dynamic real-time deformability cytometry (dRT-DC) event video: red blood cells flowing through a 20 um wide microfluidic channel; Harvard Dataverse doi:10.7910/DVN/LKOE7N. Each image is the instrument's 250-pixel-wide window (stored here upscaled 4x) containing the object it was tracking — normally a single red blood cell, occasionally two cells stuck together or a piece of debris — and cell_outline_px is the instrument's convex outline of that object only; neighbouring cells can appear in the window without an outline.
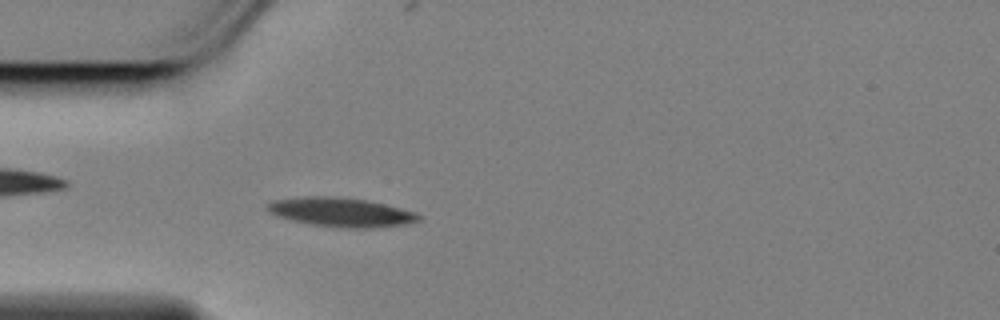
{"species": "Egyptian fruit bat (a non-hibernating species)", "species_latin": "Rousettus aegyptiacus", "temperature_condition": "cold", "stored_images_in_passage": 56, "camera_frame_rate_fps": 3000, "um_per_image_px": 0.085, "animal": {"sex": "female"}, "frame": {"image": 1, "passage_image": 15, "time_ms": 4.667, "image_size_px": [1000, 320], "cell_outline_px": [[420, 220], [404, 224], [372, 228], [340, 228], [312, 224], [292, 220], [276, 216], [268, 212], [264, 208], [268, 204], [276, 200], [304, 196], [336, 196], [368, 200], [416, 212], [420, 216]], "centroid_in_image_um": [28.96, 18.03], "position_along_channel_um": 56.0, "area_um2": 25.66}}
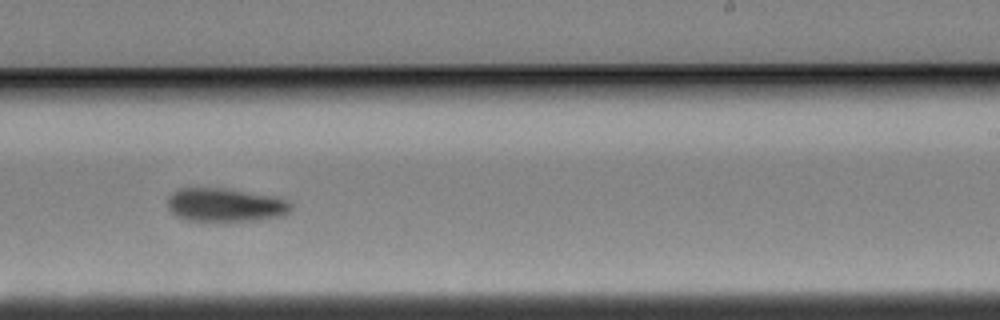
{"frame": {"image": 2, "passage_image": 34, "time_ms": 11.0, "image_size_px": [1000, 320], "cell_outline_px": [[292, 212], [284, 216], [256, 220], [216, 224], [208, 224], [188, 220], [176, 216], [168, 208], [168, 196], [176, 188], [220, 188], [276, 196], [288, 200], [292, 204]], "centroid_in_image_um": [19.16, 17.47], "position_along_channel_um": 269.8, "area_um2": 25.26}}
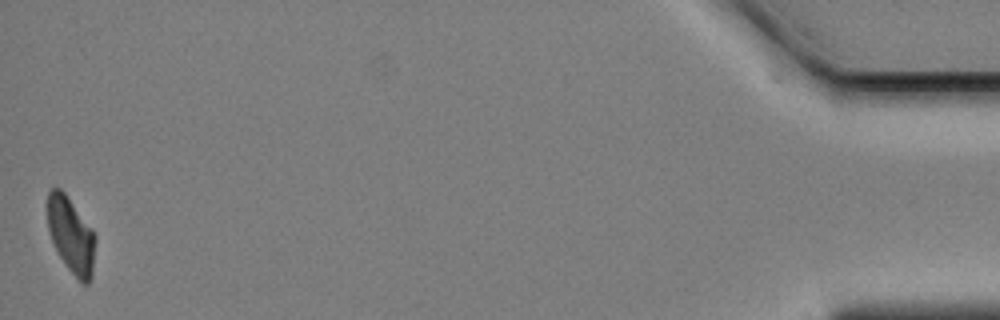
{"frame": {"image": 3, "passage_image": 56, "time_ms": 18.333, "image_size_px": [1000, 320], "cell_outline_px": [[96, 240], [92, 276], [88, 284], [80, 284], [64, 264], [52, 240], [48, 228], [48, 192], [52, 188], [60, 188], [64, 192], [92, 228], [96, 236]], "centroid_in_image_um": [6.07, 20.04], "position_along_channel_um": 429.1, "area_um2": 21.21}, "authors_computed_cell_mechanics": {"area_um2": 23.8714, "velocity_mm_per_s": 3.4425, "shape_relaxation_time_tau1_ms": 3.0207, "shape_relaxation_time_tau2_ms": null, "deformation_change_tau1": 0.1145, "deformation_change_tau2": null}}